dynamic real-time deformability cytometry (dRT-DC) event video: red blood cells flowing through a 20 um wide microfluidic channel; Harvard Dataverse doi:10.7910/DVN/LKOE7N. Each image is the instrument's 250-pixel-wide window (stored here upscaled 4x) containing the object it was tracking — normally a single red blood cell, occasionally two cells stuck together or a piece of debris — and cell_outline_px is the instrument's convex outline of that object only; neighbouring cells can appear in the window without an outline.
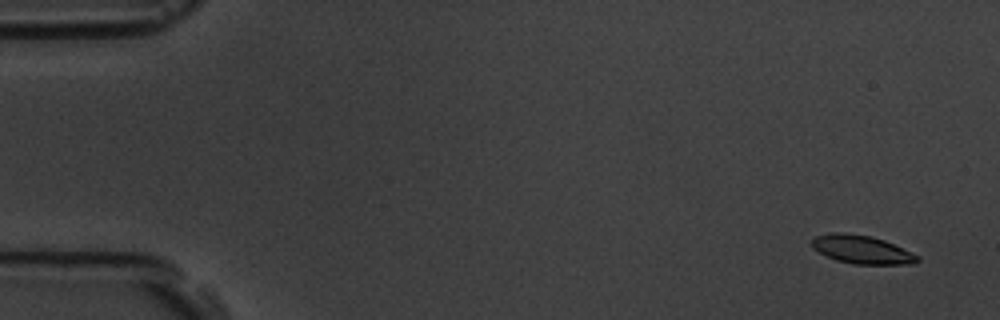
{"species": "common noctule bat (a hibernating species)", "species_latin": "Nyctalus noctula", "temperature_condition": "room temperature", "stored_images_in_passage": 15, "camera_frame_rate_fps": 3000, "um_per_image_px": 0.085, "animal": {"sex": "male", "body_mass_g": 19.5, "forearm_length_mm": 54.6}, "frame": {"image": 1, "passage_image": 1, "time_ms": 0.0, "image_size_px": [1000, 320], "cell_outline_px": [[920, 260], [916, 264], [852, 264], [836, 260], [812, 248], [812, 240], [816, 236], [832, 232], [844, 232], [872, 236], [884, 240], [920, 256]], "centroid_in_image_um": [73.28, 21.21], "position_along_channel_um": 11.7, "area_um2": 17.46}}
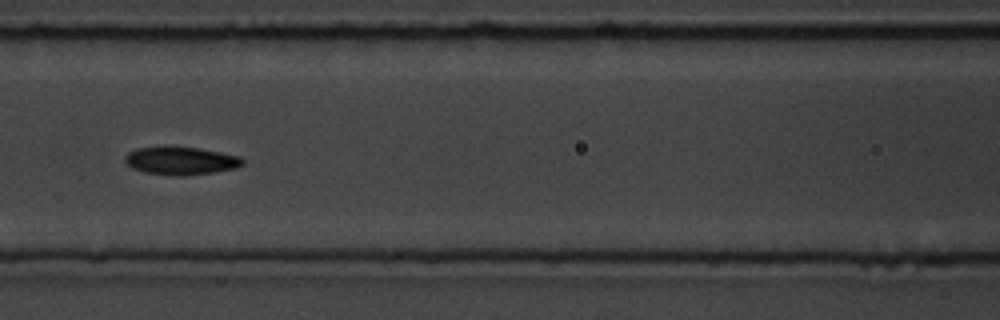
{"frame": {"image": 2, "passage_image": 7, "time_ms": 7.667, "image_size_px": [1000, 320], "cell_outline_px": [[244, 164], [236, 168], [216, 172], [184, 176], [176, 176], [144, 172], [132, 168], [124, 160], [124, 156], [128, 152], [136, 148], [196, 148], [220, 152], [240, 156], [244, 160]], "centroid_in_image_um": [15.4, 13.69], "position_along_channel_um": 151.2, "area_um2": 18.9}}
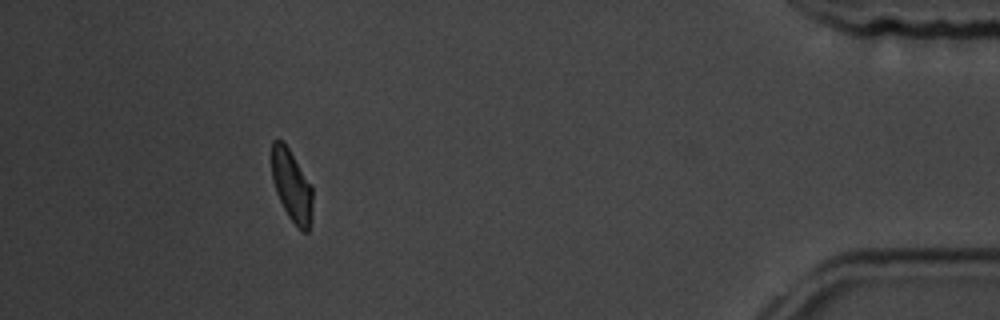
{"frame": {"image": 3, "passage_image": 14, "time_ms": 16.667, "image_size_px": [1000, 320], "cell_outline_px": [[312, 216], [308, 232], [300, 232], [288, 216], [276, 192], [272, 180], [272, 140], [280, 140], [288, 148], [312, 188]], "centroid_in_image_um": [24.79, 15.86], "position_along_channel_um": 410.4, "area_um2": 16.82}, "authors_computed_cell_mechanics": {"area_um2": 18.6116, "velocity_mm_per_s": 3.5239, "shape_relaxation_time_tau1_ms": 7.8537, "shape_relaxation_time_tau2_ms": null, "deformation_change_tau1": 0.1718, "deformation_change_tau2": null}}